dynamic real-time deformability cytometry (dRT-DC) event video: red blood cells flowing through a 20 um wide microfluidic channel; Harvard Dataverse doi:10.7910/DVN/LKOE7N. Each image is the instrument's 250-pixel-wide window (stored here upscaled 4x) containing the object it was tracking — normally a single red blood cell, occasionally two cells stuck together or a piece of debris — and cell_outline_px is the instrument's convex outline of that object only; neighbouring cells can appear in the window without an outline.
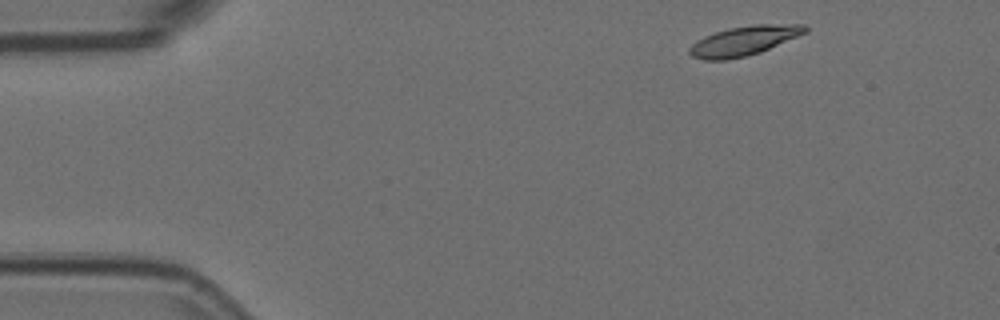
{"species": "Egyptian fruit bat (a non-hibernating species)", "species_latin": "Rousettus aegyptiacus", "temperature_condition": "room temperature", "stored_images_in_passage": 3, "camera_frame_rate_fps": 3000, "um_per_image_px": 0.085, "animal": {"sex": "female"}, "frame": {"image": 1, "passage_image": 1, "time_ms": 0.0, "image_size_px": [1000, 320], "cell_outline_px": [[808, 32], [760, 52], [744, 56], [724, 60], [704, 60], [692, 56], [688, 52], [688, 48], [696, 40], [704, 36], [728, 28], [756, 24], [804, 24], [808, 28]], "centroid_in_image_um": [63.23, 3.46], "position_along_channel_um": 21.8, "area_um2": 19.83}}
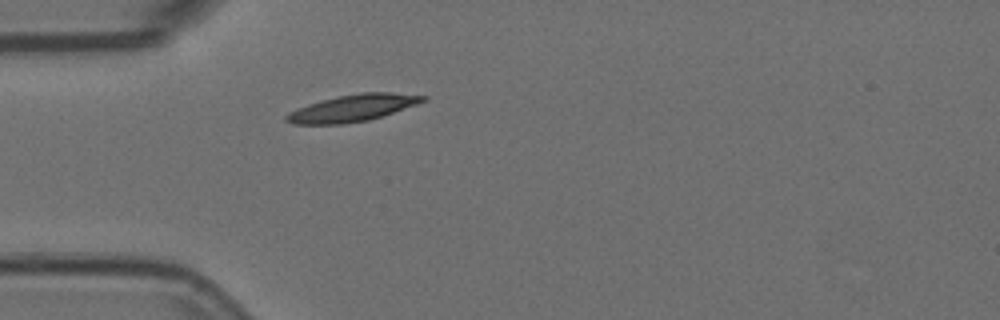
{"frame": {"image": 2, "passage_image": 3, "time_ms": 0.667, "image_size_px": [1000, 320], "cell_outline_px": [[428, 100], [368, 120], [340, 124], [292, 124], [284, 120], [284, 116], [288, 112], [308, 104], [340, 96], [360, 92], [392, 92], [428, 96]], "centroid_in_image_um": [29.96, 9.18], "position_along_channel_um": 55.0, "area_um2": 21.1}}